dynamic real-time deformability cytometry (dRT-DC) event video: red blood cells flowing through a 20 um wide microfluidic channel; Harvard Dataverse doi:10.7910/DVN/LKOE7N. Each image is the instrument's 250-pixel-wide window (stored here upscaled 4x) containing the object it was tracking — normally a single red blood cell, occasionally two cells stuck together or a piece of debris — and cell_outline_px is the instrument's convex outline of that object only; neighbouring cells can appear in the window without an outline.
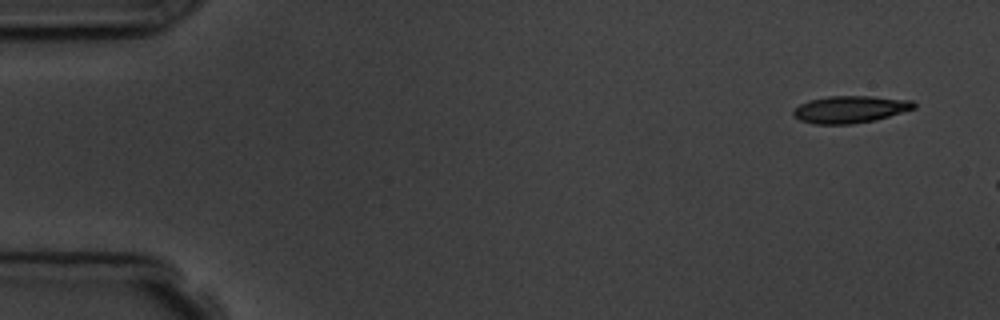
{"species": "common noctule bat (a hibernating species)", "species_latin": "Nyctalus noctula", "temperature_condition": "room temperature", "stored_images_in_passage": 3, "camera_frame_rate_fps": 3000, "um_per_image_px": 0.085, "animal": {"sex": "male", "body_mass_g": 19.5, "forearm_length_mm": 54.6}, "frame": {"image": 1, "passage_image": 1, "time_ms": 0.0, "image_size_px": [1000, 320], "cell_outline_px": [[916, 108], [876, 120], [852, 124], [816, 124], [800, 120], [792, 112], [800, 104], [808, 100], [828, 96], [872, 96], [912, 100], [916, 104]], "centroid_in_image_um": [72.29, 9.29], "position_along_channel_um": 12.7, "area_um2": 19.07}}